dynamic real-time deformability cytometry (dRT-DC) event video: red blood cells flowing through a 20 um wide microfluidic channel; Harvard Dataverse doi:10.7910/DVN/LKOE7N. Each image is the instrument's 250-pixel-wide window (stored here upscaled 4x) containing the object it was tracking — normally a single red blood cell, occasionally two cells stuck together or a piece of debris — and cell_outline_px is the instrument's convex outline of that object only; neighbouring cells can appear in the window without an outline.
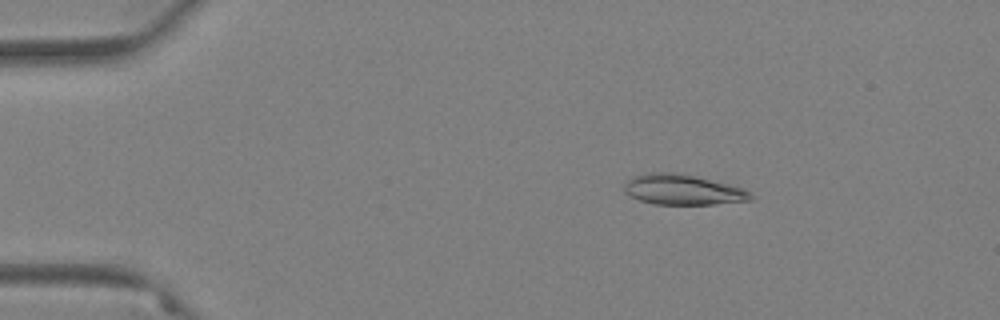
{"species": "Egyptian fruit bat (a non-hibernating species)", "species_latin": "Rousettus aegyptiacus", "temperature_condition": "warm", "stored_images_in_passage": 59, "camera_frame_rate_fps": 3000, "um_per_image_px": 0.085, "animal": {"sex": "female"}, "frame": {"image": 1, "passage_image": 10, "time_ms": 3.0, "image_size_px": [1000, 320], "cell_outline_px": [[756, 196], [752, 200], [712, 204], [652, 204], [640, 200], [624, 192], [624, 184], [632, 176], [648, 172], [676, 172], [696, 176], [744, 188]], "centroid_in_image_um": [58.04, 16.11], "position_along_channel_um": 27.0, "area_um2": 22.48}}
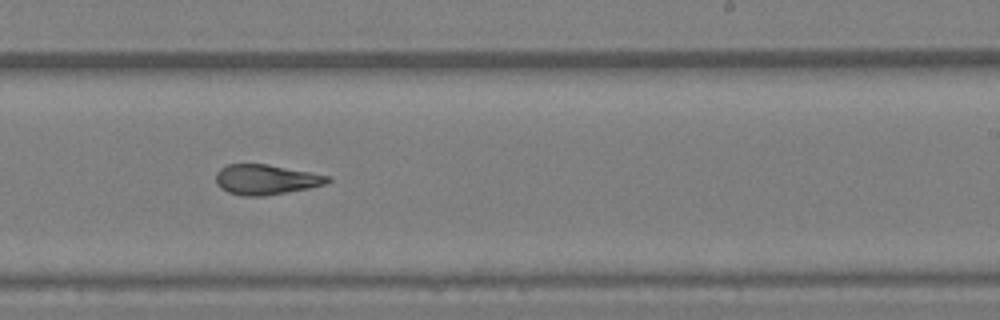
{"frame": {"image": 2, "passage_image": 37, "time_ms": 12.0, "image_size_px": [1000, 320], "cell_outline_px": [[332, 180], [328, 184], [308, 188], [264, 196], [244, 196], [228, 192], [220, 188], [216, 180], [216, 172], [220, 168], [228, 164], [268, 164], [332, 176]], "centroid_in_image_um": [22.64, 15.26], "position_along_channel_um": 266.4, "area_um2": 19.71}}
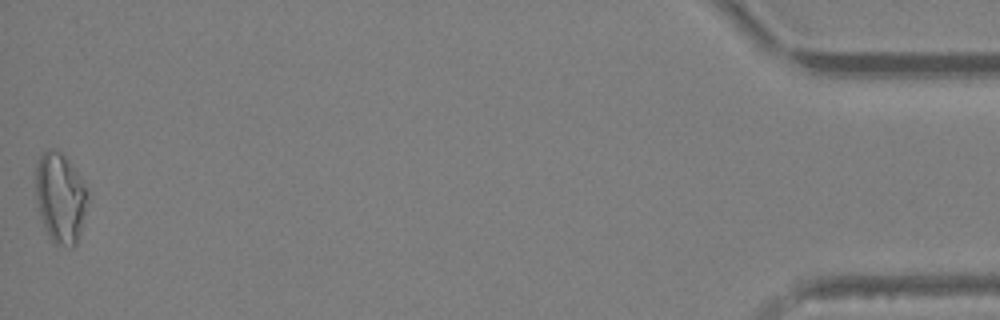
{"frame": {"image": 3, "passage_image": 59, "time_ms": 19.333, "image_size_px": [1000, 320], "cell_outline_px": [[88, 200], [80, 232], [76, 244], [72, 248], [56, 244], [48, 236], [40, 216], [36, 200], [36, 164], [40, 156], [48, 148], [56, 148], [72, 164], [84, 180], [88, 192]], "centroid_in_image_um": [5.14, 16.79], "position_along_channel_um": 430.1, "area_um2": 27.57}, "authors_computed_cell_mechanics": {"area_um2": 21.2704, "velocity_mm_per_s": 3.5041, "shape_relaxation_time_tau1_ms": null, "shape_relaxation_time_tau2_ms": 1.8984, "deformation_change_tau1": null, "deformation_change_tau2": 0.0986}}